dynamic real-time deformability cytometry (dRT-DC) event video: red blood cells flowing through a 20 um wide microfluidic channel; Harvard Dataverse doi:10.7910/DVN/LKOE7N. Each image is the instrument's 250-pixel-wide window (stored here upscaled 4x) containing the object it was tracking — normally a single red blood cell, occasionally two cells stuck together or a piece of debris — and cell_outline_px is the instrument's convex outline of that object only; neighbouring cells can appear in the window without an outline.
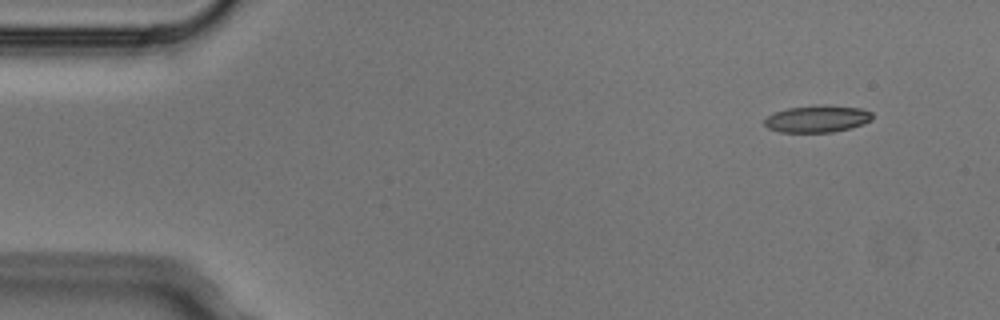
{"species": "Egyptian fruit bat (a non-hibernating species)", "species_latin": "Rousettus aegyptiacus", "temperature_condition": "cold", "stored_images_in_passage": 5, "camera_frame_rate_fps": 3000, "um_per_image_px": 0.085, "animal": {"sex": "male"}, "frame": {"image": 1, "passage_image": 1, "time_ms": 0.0, "image_size_px": [1000, 320], "cell_outline_px": [[872, 120], [864, 124], [852, 128], [832, 132], [780, 132], [768, 128], [764, 124], [764, 120], [768, 116], [776, 112], [788, 108], [820, 104], [824, 104], [860, 108], [872, 112]], "centroid_in_image_um": [69.5, 10.1], "position_along_channel_um": 15.5, "area_um2": 17.11}}
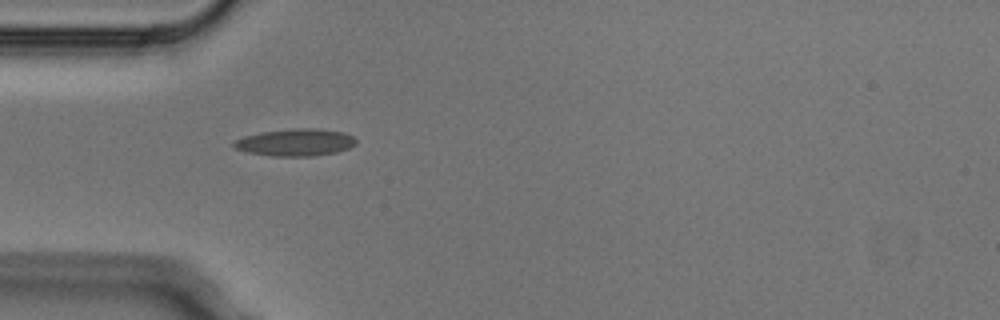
{"frame": {"image": 2, "passage_image": 4, "time_ms": 1.0, "image_size_px": [1000, 320], "cell_outline_px": [[356, 144], [348, 148], [336, 152], [312, 156], [272, 156], [248, 152], [236, 148], [232, 144], [232, 140], [244, 136], [260, 132], [292, 128], [312, 128], [344, 132], [352, 136], [356, 140]], "centroid_in_image_um": [25.09, 12.09], "position_along_channel_um": 59.9, "area_um2": 19.36}}
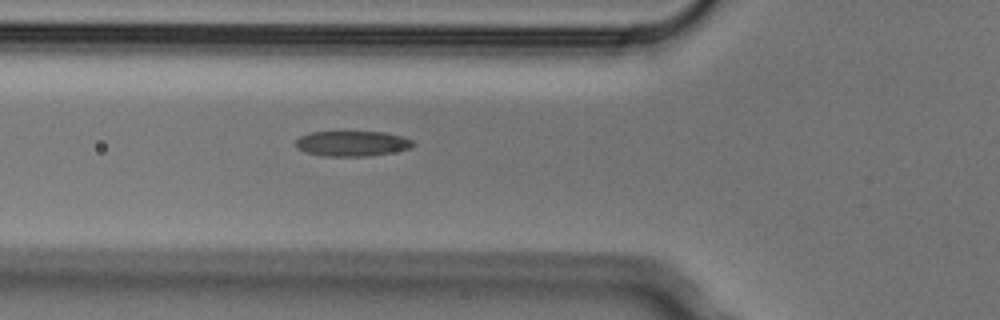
{"frame": {"image": 3, "passage_image": 5, "time_ms": 1.333, "image_size_px": [1000, 320], "cell_outline_px": [[412, 148], [392, 152], [368, 156], [320, 156], [304, 152], [296, 148], [296, 140], [300, 136], [308, 132], [340, 128], [384, 132], [404, 136], [412, 140]], "centroid_in_image_um": [29.86, 12.14], "position_along_channel_um": 95.9, "area_um2": 18.5}}